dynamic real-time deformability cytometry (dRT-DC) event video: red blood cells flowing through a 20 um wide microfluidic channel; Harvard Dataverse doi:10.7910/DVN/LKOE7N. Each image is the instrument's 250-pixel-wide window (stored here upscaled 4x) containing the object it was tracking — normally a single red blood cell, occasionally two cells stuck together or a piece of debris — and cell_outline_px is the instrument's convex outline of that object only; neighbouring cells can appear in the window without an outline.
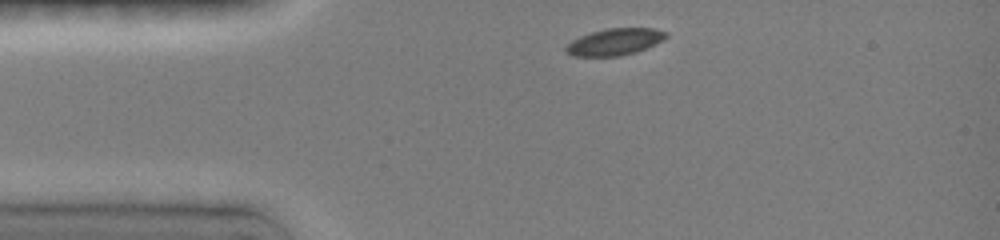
{"species": "common noctule bat (a hibernating species)", "species_latin": "Nyctalus noctula", "temperature_condition": "room temperature", "stored_images_in_passage": 3, "camera_frame_rate_fps": 3000, "um_per_image_px": 0.085, "animal": {"sex": "female", "body_mass_g": 19.0, "forearm_length_mm": 51.5}, "frame": {"image": 1, "passage_image": 1, "time_ms": 0.0, "image_size_px": [1000, 240], "cell_outline_px": [[668, 36], [644, 48], [632, 52], [616, 56], [576, 56], [568, 52], [564, 48], [572, 40], [580, 36], [604, 28], [652, 28], [668, 32]], "centroid_in_image_um": [52.22, 3.53], "position_along_channel_um": 32.8, "area_um2": 15.14}}